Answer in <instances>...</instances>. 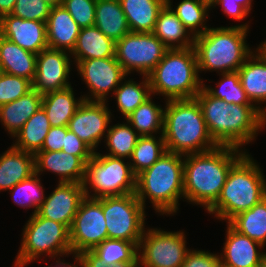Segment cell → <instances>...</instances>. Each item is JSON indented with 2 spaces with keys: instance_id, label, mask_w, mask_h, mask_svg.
Masks as SVG:
<instances>
[{
  "instance_id": "cell-7",
  "label": "cell",
  "mask_w": 266,
  "mask_h": 267,
  "mask_svg": "<svg viewBox=\"0 0 266 267\" xmlns=\"http://www.w3.org/2000/svg\"><path fill=\"white\" fill-rule=\"evenodd\" d=\"M147 77L151 93L165 101L195 98L205 81L198 72L194 47L168 49Z\"/></svg>"
},
{
  "instance_id": "cell-25",
  "label": "cell",
  "mask_w": 266,
  "mask_h": 267,
  "mask_svg": "<svg viewBox=\"0 0 266 267\" xmlns=\"http://www.w3.org/2000/svg\"><path fill=\"white\" fill-rule=\"evenodd\" d=\"M152 33L168 49H186L194 46V37L167 4L160 10Z\"/></svg>"
},
{
  "instance_id": "cell-6",
  "label": "cell",
  "mask_w": 266,
  "mask_h": 267,
  "mask_svg": "<svg viewBox=\"0 0 266 267\" xmlns=\"http://www.w3.org/2000/svg\"><path fill=\"white\" fill-rule=\"evenodd\" d=\"M265 177L260 165L245 152L230 168L219 198L206 212L228 223L266 197Z\"/></svg>"
},
{
  "instance_id": "cell-3",
  "label": "cell",
  "mask_w": 266,
  "mask_h": 267,
  "mask_svg": "<svg viewBox=\"0 0 266 267\" xmlns=\"http://www.w3.org/2000/svg\"><path fill=\"white\" fill-rule=\"evenodd\" d=\"M184 156L165 151L148 169L136 176V197L146 209V199L159 215L174 216L184 198Z\"/></svg>"
},
{
  "instance_id": "cell-12",
  "label": "cell",
  "mask_w": 266,
  "mask_h": 267,
  "mask_svg": "<svg viewBox=\"0 0 266 267\" xmlns=\"http://www.w3.org/2000/svg\"><path fill=\"white\" fill-rule=\"evenodd\" d=\"M167 50L152 32H130L116 42L115 57L127 75L148 76Z\"/></svg>"
},
{
  "instance_id": "cell-36",
  "label": "cell",
  "mask_w": 266,
  "mask_h": 267,
  "mask_svg": "<svg viewBox=\"0 0 266 267\" xmlns=\"http://www.w3.org/2000/svg\"><path fill=\"white\" fill-rule=\"evenodd\" d=\"M140 135L125 120L121 123L110 125L103 141L107 149L106 155L130 159Z\"/></svg>"
},
{
  "instance_id": "cell-26",
  "label": "cell",
  "mask_w": 266,
  "mask_h": 267,
  "mask_svg": "<svg viewBox=\"0 0 266 267\" xmlns=\"http://www.w3.org/2000/svg\"><path fill=\"white\" fill-rule=\"evenodd\" d=\"M71 86L43 95L41 107L44 109L51 127L67 126L77 108L84 101L81 95L75 97Z\"/></svg>"
},
{
  "instance_id": "cell-5",
  "label": "cell",
  "mask_w": 266,
  "mask_h": 267,
  "mask_svg": "<svg viewBox=\"0 0 266 267\" xmlns=\"http://www.w3.org/2000/svg\"><path fill=\"white\" fill-rule=\"evenodd\" d=\"M163 138L166 151L183 156L210 151L218 146L207 130L195 98L165 101Z\"/></svg>"
},
{
  "instance_id": "cell-49",
  "label": "cell",
  "mask_w": 266,
  "mask_h": 267,
  "mask_svg": "<svg viewBox=\"0 0 266 267\" xmlns=\"http://www.w3.org/2000/svg\"><path fill=\"white\" fill-rule=\"evenodd\" d=\"M74 257V258H73ZM72 258H73V262L70 263V262H65V260L63 258H58V259H54V263L51 265H48L46 267H82L81 264H80V261H79V258L77 255H72ZM63 259V260H62ZM54 265V266H53Z\"/></svg>"
},
{
  "instance_id": "cell-35",
  "label": "cell",
  "mask_w": 266,
  "mask_h": 267,
  "mask_svg": "<svg viewBox=\"0 0 266 267\" xmlns=\"http://www.w3.org/2000/svg\"><path fill=\"white\" fill-rule=\"evenodd\" d=\"M239 233L266 246V197L228 222Z\"/></svg>"
},
{
  "instance_id": "cell-13",
  "label": "cell",
  "mask_w": 266,
  "mask_h": 267,
  "mask_svg": "<svg viewBox=\"0 0 266 267\" xmlns=\"http://www.w3.org/2000/svg\"><path fill=\"white\" fill-rule=\"evenodd\" d=\"M108 238L102 197H84L70 227L72 254L92 250Z\"/></svg>"
},
{
  "instance_id": "cell-27",
  "label": "cell",
  "mask_w": 266,
  "mask_h": 267,
  "mask_svg": "<svg viewBox=\"0 0 266 267\" xmlns=\"http://www.w3.org/2000/svg\"><path fill=\"white\" fill-rule=\"evenodd\" d=\"M116 42L105 36L95 25L81 28L71 54L72 60L115 57Z\"/></svg>"
},
{
  "instance_id": "cell-41",
  "label": "cell",
  "mask_w": 266,
  "mask_h": 267,
  "mask_svg": "<svg viewBox=\"0 0 266 267\" xmlns=\"http://www.w3.org/2000/svg\"><path fill=\"white\" fill-rule=\"evenodd\" d=\"M32 90V82L3 72L0 77V106L22 97Z\"/></svg>"
},
{
  "instance_id": "cell-48",
  "label": "cell",
  "mask_w": 266,
  "mask_h": 267,
  "mask_svg": "<svg viewBox=\"0 0 266 267\" xmlns=\"http://www.w3.org/2000/svg\"><path fill=\"white\" fill-rule=\"evenodd\" d=\"M77 256L82 267H139V262H123L118 263L115 266H107L91 250H85Z\"/></svg>"
},
{
  "instance_id": "cell-53",
  "label": "cell",
  "mask_w": 266,
  "mask_h": 267,
  "mask_svg": "<svg viewBox=\"0 0 266 267\" xmlns=\"http://www.w3.org/2000/svg\"><path fill=\"white\" fill-rule=\"evenodd\" d=\"M260 267H266V254H265V256H264V258L262 260V263H261Z\"/></svg>"
},
{
  "instance_id": "cell-30",
  "label": "cell",
  "mask_w": 266,
  "mask_h": 267,
  "mask_svg": "<svg viewBox=\"0 0 266 267\" xmlns=\"http://www.w3.org/2000/svg\"><path fill=\"white\" fill-rule=\"evenodd\" d=\"M131 32H152L166 0H119Z\"/></svg>"
},
{
  "instance_id": "cell-11",
  "label": "cell",
  "mask_w": 266,
  "mask_h": 267,
  "mask_svg": "<svg viewBox=\"0 0 266 267\" xmlns=\"http://www.w3.org/2000/svg\"><path fill=\"white\" fill-rule=\"evenodd\" d=\"M183 230L164 231L146 226L138 245L139 267H181L190 250Z\"/></svg>"
},
{
  "instance_id": "cell-50",
  "label": "cell",
  "mask_w": 266,
  "mask_h": 267,
  "mask_svg": "<svg viewBox=\"0 0 266 267\" xmlns=\"http://www.w3.org/2000/svg\"><path fill=\"white\" fill-rule=\"evenodd\" d=\"M17 0H0V18L3 15L11 14Z\"/></svg>"
},
{
  "instance_id": "cell-42",
  "label": "cell",
  "mask_w": 266,
  "mask_h": 267,
  "mask_svg": "<svg viewBox=\"0 0 266 267\" xmlns=\"http://www.w3.org/2000/svg\"><path fill=\"white\" fill-rule=\"evenodd\" d=\"M96 1L97 0H62L61 5L81 28H86L95 24Z\"/></svg>"
},
{
  "instance_id": "cell-18",
  "label": "cell",
  "mask_w": 266,
  "mask_h": 267,
  "mask_svg": "<svg viewBox=\"0 0 266 267\" xmlns=\"http://www.w3.org/2000/svg\"><path fill=\"white\" fill-rule=\"evenodd\" d=\"M0 35L35 54L48 48L46 22L6 14L0 18Z\"/></svg>"
},
{
  "instance_id": "cell-9",
  "label": "cell",
  "mask_w": 266,
  "mask_h": 267,
  "mask_svg": "<svg viewBox=\"0 0 266 267\" xmlns=\"http://www.w3.org/2000/svg\"><path fill=\"white\" fill-rule=\"evenodd\" d=\"M83 185L86 197L122 196L135 193L136 176L128 159L97 151L86 164Z\"/></svg>"
},
{
  "instance_id": "cell-52",
  "label": "cell",
  "mask_w": 266,
  "mask_h": 267,
  "mask_svg": "<svg viewBox=\"0 0 266 267\" xmlns=\"http://www.w3.org/2000/svg\"><path fill=\"white\" fill-rule=\"evenodd\" d=\"M43 1H45L46 3L54 7V6L61 5L62 0H43Z\"/></svg>"
},
{
  "instance_id": "cell-54",
  "label": "cell",
  "mask_w": 266,
  "mask_h": 267,
  "mask_svg": "<svg viewBox=\"0 0 266 267\" xmlns=\"http://www.w3.org/2000/svg\"><path fill=\"white\" fill-rule=\"evenodd\" d=\"M217 267H230V266H228V265L222 263L221 261H219Z\"/></svg>"
},
{
  "instance_id": "cell-4",
  "label": "cell",
  "mask_w": 266,
  "mask_h": 267,
  "mask_svg": "<svg viewBox=\"0 0 266 267\" xmlns=\"http://www.w3.org/2000/svg\"><path fill=\"white\" fill-rule=\"evenodd\" d=\"M249 21L221 27H210L194 38L198 72H236L254 52L247 43ZM252 48V49H251Z\"/></svg>"
},
{
  "instance_id": "cell-10",
  "label": "cell",
  "mask_w": 266,
  "mask_h": 267,
  "mask_svg": "<svg viewBox=\"0 0 266 267\" xmlns=\"http://www.w3.org/2000/svg\"><path fill=\"white\" fill-rule=\"evenodd\" d=\"M108 238L139 243L145 231V208L135 193L102 197Z\"/></svg>"
},
{
  "instance_id": "cell-38",
  "label": "cell",
  "mask_w": 266,
  "mask_h": 267,
  "mask_svg": "<svg viewBox=\"0 0 266 267\" xmlns=\"http://www.w3.org/2000/svg\"><path fill=\"white\" fill-rule=\"evenodd\" d=\"M138 245L139 243L107 238L91 251L107 266H115L123 262H139Z\"/></svg>"
},
{
  "instance_id": "cell-20",
  "label": "cell",
  "mask_w": 266,
  "mask_h": 267,
  "mask_svg": "<svg viewBox=\"0 0 266 267\" xmlns=\"http://www.w3.org/2000/svg\"><path fill=\"white\" fill-rule=\"evenodd\" d=\"M36 173L55 174L58 182L83 183L86 174V163L78 156L64 151H38L35 154Z\"/></svg>"
},
{
  "instance_id": "cell-33",
  "label": "cell",
  "mask_w": 266,
  "mask_h": 267,
  "mask_svg": "<svg viewBox=\"0 0 266 267\" xmlns=\"http://www.w3.org/2000/svg\"><path fill=\"white\" fill-rule=\"evenodd\" d=\"M153 96L152 94L125 118L140 136L163 134L164 107L156 104Z\"/></svg>"
},
{
  "instance_id": "cell-14",
  "label": "cell",
  "mask_w": 266,
  "mask_h": 267,
  "mask_svg": "<svg viewBox=\"0 0 266 267\" xmlns=\"http://www.w3.org/2000/svg\"><path fill=\"white\" fill-rule=\"evenodd\" d=\"M78 75L89 92L83 96L87 101H107L121 81L127 76L116 57L73 60ZM89 94V95H88Z\"/></svg>"
},
{
  "instance_id": "cell-17",
  "label": "cell",
  "mask_w": 266,
  "mask_h": 267,
  "mask_svg": "<svg viewBox=\"0 0 266 267\" xmlns=\"http://www.w3.org/2000/svg\"><path fill=\"white\" fill-rule=\"evenodd\" d=\"M57 187L45 196L38 209L41 217L66 225L69 229L78 207L85 197L83 183L58 182Z\"/></svg>"
},
{
  "instance_id": "cell-8",
  "label": "cell",
  "mask_w": 266,
  "mask_h": 267,
  "mask_svg": "<svg viewBox=\"0 0 266 267\" xmlns=\"http://www.w3.org/2000/svg\"><path fill=\"white\" fill-rule=\"evenodd\" d=\"M25 224L12 266L27 267L42 256L46 257L44 260L48 264L47 257L54 260L72 255L70 229L66 225L41 217L38 213L30 215Z\"/></svg>"
},
{
  "instance_id": "cell-24",
  "label": "cell",
  "mask_w": 266,
  "mask_h": 267,
  "mask_svg": "<svg viewBox=\"0 0 266 267\" xmlns=\"http://www.w3.org/2000/svg\"><path fill=\"white\" fill-rule=\"evenodd\" d=\"M43 95L35 89L15 101L0 106V123L11 138L41 107Z\"/></svg>"
},
{
  "instance_id": "cell-22",
  "label": "cell",
  "mask_w": 266,
  "mask_h": 267,
  "mask_svg": "<svg viewBox=\"0 0 266 267\" xmlns=\"http://www.w3.org/2000/svg\"><path fill=\"white\" fill-rule=\"evenodd\" d=\"M35 173V154L12 145L0 154V192L9 191Z\"/></svg>"
},
{
  "instance_id": "cell-28",
  "label": "cell",
  "mask_w": 266,
  "mask_h": 267,
  "mask_svg": "<svg viewBox=\"0 0 266 267\" xmlns=\"http://www.w3.org/2000/svg\"><path fill=\"white\" fill-rule=\"evenodd\" d=\"M37 54L0 35V64L5 73L33 81L36 73Z\"/></svg>"
},
{
  "instance_id": "cell-16",
  "label": "cell",
  "mask_w": 266,
  "mask_h": 267,
  "mask_svg": "<svg viewBox=\"0 0 266 267\" xmlns=\"http://www.w3.org/2000/svg\"><path fill=\"white\" fill-rule=\"evenodd\" d=\"M72 62L69 52L51 48L42 50L36 57L37 67L32 89L44 95L71 86L69 75L73 71Z\"/></svg>"
},
{
  "instance_id": "cell-1",
  "label": "cell",
  "mask_w": 266,
  "mask_h": 267,
  "mask_svg": "<svg viewBox=\"0 0 266 267\" xmlns=\"http://www.w3.org/2000/svg\"><path fill=\"white\" fill-rule=\"evenodd\" d=\"M195 99L200 105L207 130L218 146L243 150L266 128V115L255 105L228 104L212 97L203 87Z\"/></svg>"
},
{
  "instance_id": "cell-21",
  "label": "cell",
  "mask_w": 266,
  "mask_h": 267,
  "mask_svg": "<svg viewBox=\"0 0 266 267\" xmlns=\"http://www.w3.org/2000/svg\"><path fill=\"white\" fill-rule=\"evenodd\" d=\"M80 31L81 27L62 5L51 8L46 22L48 48L71 53Z\"/></svg>"
},
{
  "instance_id": "cell-19",
  "label": "cell",
  "mask_w": 266,
  "mask_h": 267,
  "mask_svg": "<svg viewBox=\"0 0 266 267\" xmlns=\"http://www.w3.org/2000/svg\"><path fill=\"white\" fill-rule=\"evenodd\" d=\"M226 224L224 247L219 253L220 261L230 267H260L266 254L265 247L239 233L229 223Z\"/></svg>"
},
{
  "instance_id": "cell-51",
  "label": "cell",
  "mask_w": 266,
  "mask_h": 267,
  "mask_svg": "<svg viewBox=\"0 0 266 267\" xmlns=\"http://www.w3.org/2000/svg\"><path fill=\"white\" fill-rule=\"evenodd\" d=\"M254 52L264 63H266V39L257 45L256 48L254 47Z\"/></svg>"
},
{
  "instance_id": "cell-31",
  "label": "cell",
  "mask_w": 266,
  "mask_h": 267,
  "mask_svg": "<svg viewBox=\"0 0 266 267\" xmlns=\"http://www.w3.org/2000/svg\"><path fill=\"white\" fill-rule=\"evenodd\" d=\"M51 124L42 107H40L14 135L12 146L16 149L36 154L42 149ZM15 142V143H14Z\"/></svg>"
},
{
  "instance_id": "cell-46",
  "label": "cell",
  "mask_w": 266,
  "mask_h": 267,
  "mask_svg": "<svg viewBox=\"0 0 266 267\" xmlns=\"http://www.w3.org/2000/svg\"><path fill=\"white\" fill-rule=\"evenodd\" d=\"M218 254L205 250L190 249L181 267H217L220 261Z\"/></svg>"
},
{
  "instance_id": "cell-56",
  "label": "cell",
  "mask_w": 266,
  "mask_h": 267,
  "mask_svg": "<svg viewBox=\"0 0 266 267\" xmlns=\"http://www.w3.org/2000/svg\"><path fill=\"white\" fill-rule=\"evenodd\" d=\"M205 1H207V2H209V3H212L214 0H205Z\"/></svg>"
},
{
  "instance_id": "cell-34",
  "label": "cell",
  "mask_w": 266,
  "mask_h": 267,
  "mask_svg": "<svg viewBox=\"0 0 266 267\" xmlns=\"http://www.w3.org/2000/svg\"><path fill=\"white\" fill-rule=\"evenodd\" d=\"M128 76L111 95L116 99V106L124 119L152 95L147 76L142 75V82L139 81V83Z\"/></svg>"
},
{
  "instance_id": "cell-47",
  "label": "cell",
  "mask_w": 266,
  "mask_h": 267,
  "mask_svg": "<svg viewBox=\"0 0 266 267\" xmlns=\"http://www.w3.org/2000/svg\"><path fill=\"white\" fill-rule=\"evenodd\" d=\"M66 133L67 126L51 127L40 151H62Z\"/></svg>"
},
{
  "instance_id": "cell-32",
  "label": "cell",
  "mask_w": 266,
  "mask_h": 267,
  "mask_svg": "<svg viewBox=\"0 0 266 267\" xmlns=\"http://www.w3.org/2000/svg\"><path fill=\"white\" fill-rule=\"evenodd\" d=\"M166 4L194 38L210 28L206 25L211 11L209 2L205 0H182L175 6L172 0H166Z\"/></svg>"
},
{
  "instance_id": "cell-44",
  "label": "cell",
  "mask_w": 266,
  "mask_h": 267,
  "mask_svg": "<svg viewBox=\"0 0 266 267\" xmlns=\"http://www.w3.org/2000/svg\"><path fill=\"white\" fill-rule=\"evenodd\" d=\"M253 0H214L210 3L211 9L216 6L221 7V10L228 18L235 21L247 19L252 10Z\"/></svg>"
},
{
  "instance_id": "cell-37",
  "label": "cell",
  "mask_w": 266,
  "mask_h": 267,
  "mask_svg": "<svg viewBox=\"0 0 266 267\" xmlns=\"http://www.w3.org/2000/svg\"><path fill=\"white\" fill-rule=\"evenodd\" d=\"M158 136H140L138 138L132 156L129 159L135 176L150 168L166 151L163 134Z\"/></svg>"
},
{
  "instance_id": "cell-39",
  "label": "cell",
  "mask_w": 266,
  "mask_h": 267,
  "mask_svg": "<svg viewBox=\"0 0 266 267\" xmlns=\"http://www.w3.org/2000/svg\"><path fill=\"white\" fill-rule=\"evenodd\" d=\"M221 77L219 82H216V87L207 85L203 81V88L212 96L226 101L228 104L236 105H254L250 102L242 87L239 73L229 72L218 74Z\"/></svg>"
},
{
  "instance_id": "cell-40",
  "label": "cell",
  "mask_w": 266,
  "mask_h": 267,
  "mask_svg": "<svg viewBox=\"0 0 266 267\" xmlns=\"http://www.w3.org/2000/svg\"><path fill=\"white\" fill-rule=\"evenodd\" d=\"M40 175L35 173L31 177L19 182L12 187L9 192L11 193L13 202L21 208H34L32 214L38 212L39 207L45 200V191L42 185Z\"/></svg>"
},
{
  "instance_id": "cell-2",
  "label": "cell",
  "mask_w": 266,
  "mask_h": 267,
  "mask_svg": "<svg viewBox=\"0 0 266 267\" xmlns=\"http://www.w3.org/2000/svg\"><path fill=\"white\" fill-rule=\"evenodd\" d=\"M232 146L184 155V198L207 211L219 198L232 165L245 153Z\"/></svg>"
},
{
  "instance_id": "cell-43",
  "label": "cell",
  "mask_w": 266,
  "mask_h": 267,
  "mask_svg": "<svg viewBox=\"0 0 266 267\" xmlns=\"http://www.w3.org/2000/svg\"><path fill=\"white\" fill-rule=\"evenodd\" d=\"M51 8L43 0H17L11 14L22 19L47 22Z\"/></svg>"
},
{
  "instance_id": "cell-29",
  "label": "cell",
  "mask_w": 266,
  "mask_h": 267,
  "mask_svg": "<svg viewBox=\"0 0 266 267\" xmlns=\"http://www.w3.org/2000/svg\"><path fill=\"white\" fill-rule=\"evenodd\" d=\"M94 25L114 42L131 32L119 0H97Z\"/></svg>"
},
{
  "instance_id": "cell-45",
  "label": "cell",
  "mask_w": 266,
  "mask_h": 267,
  "mask_svg": "<svg viewBox=\"0 0 266 267\" xmlns=\"http://www.w3.org/2000/svg\"><path fill=\"white\" fill-rule=\"evenodd\" d=\"M62 151L80 157L86 164L94 155V151L68 127Z\"/></svg>"
},
{
  "instance_id": "cell-15",
  "label": "cell",
  "mask_w": 266,
  "mask_h": 267,
  "mask_svg": "<svg viewBox=\"0 0 266 267\" xmlns=\"http://www.w3.org/2000/svg\"><path fill=\"white\" fill-rule=\"evenodd\" d=\"M107 101L84 100L70 119L67 127L85 142L94 152L105 140L112 122V112Z\"/></svg>"
},
{
  "instance_id": "cell-23",
  "label": "cell",
  "mask_w": 266,
  "mask_h": 267,
  "mask_svg": "<svg viewBox=\"0 0 266 267\" xmlns=\"http://www.w3.org/2000/svg\"><path fill=\"white\" fill-rule=\"evenodd\" d=\"M237 72L250 102L266 115V63L253 52Z\"/></svg>"
},
{
  "instance_id": "cell-55",
  "label": "cell",
  "mask_w": 266,
  "mask_h": 267,
  "mask_svg": "<svg viewBox=\"0 0 266 267\" xmlns=\"http://www.w3.org/2000/svg\"><path fill=\"white\" fill-rule=\"evenodd\" d=\"M2 74H3V70H2V66L0 64V77H1Z\"/></svg>"
}]
</instances>
